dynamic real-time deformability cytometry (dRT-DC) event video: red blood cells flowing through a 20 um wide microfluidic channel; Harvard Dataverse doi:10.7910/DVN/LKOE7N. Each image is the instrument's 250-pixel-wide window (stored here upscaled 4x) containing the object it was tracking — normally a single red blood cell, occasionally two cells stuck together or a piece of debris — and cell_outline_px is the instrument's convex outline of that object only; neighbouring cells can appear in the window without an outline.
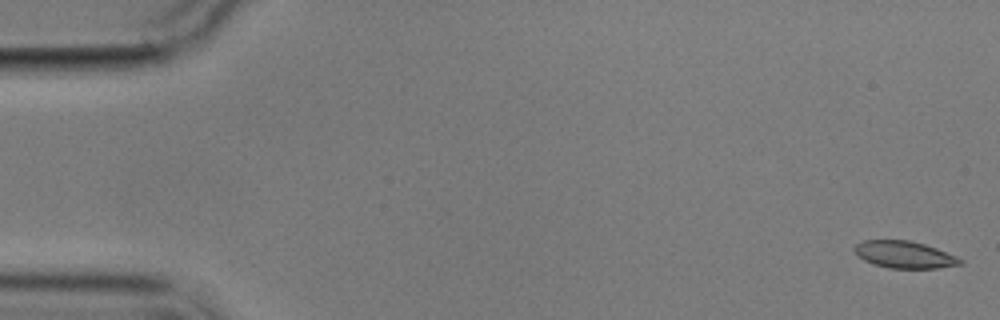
{"species": "common noctule bat (a hibernating species)", "species_latin": "Nyctalus noctula", "temperature_condition": "cold", "stored_images_in_passage": 5, "camera_frame_rate_fps": 3000, "um_per_image_px": 0.085, "animal": {"sex": "male", "body_mass_g": 17.9}, "frame": {"image": 1, "passage_image": 1, "time_ms": 0.0, "image_size_px": [1000, 320], "cell_outline_px": [[964, 264], [936, 268], [888, 268], [872, 264], [856, 256], [852, 248], [856, 244], [864, 240], [908, 240], [924, 244], [936, 248], [956, 256], [964, 260]], "centroid_in_image_um": [76.85, 21.65], "position_along_channel_um": 8.2, "area_um2": 16.82}}
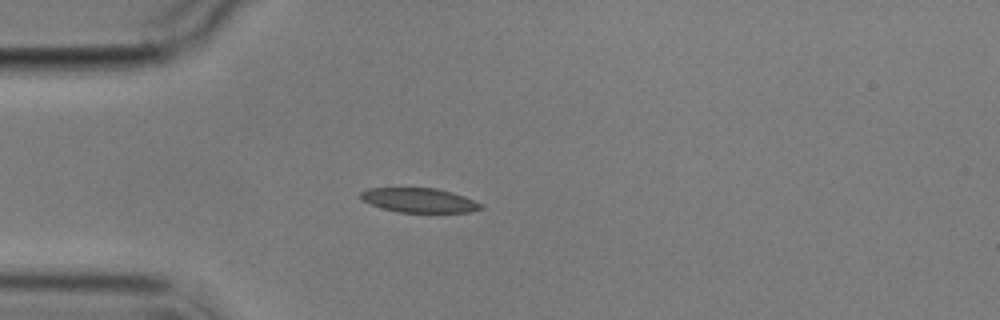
{"frame": {"image": 2, "passage_image": 5, "time_ms": 4.667, "image_size_px": [1000, 320], "cell_outline_px": [[484, 208], [468, 212], [400, 212], [384, 208], [360, 200], [360, 192], [368, 188], [436, 188], [452, 192], [464, 196], [484, 204]], "centroid_in_image_um": [35.65, 17.01], "position_along_channel_um": 49.3, "area_um2": 17.05}}